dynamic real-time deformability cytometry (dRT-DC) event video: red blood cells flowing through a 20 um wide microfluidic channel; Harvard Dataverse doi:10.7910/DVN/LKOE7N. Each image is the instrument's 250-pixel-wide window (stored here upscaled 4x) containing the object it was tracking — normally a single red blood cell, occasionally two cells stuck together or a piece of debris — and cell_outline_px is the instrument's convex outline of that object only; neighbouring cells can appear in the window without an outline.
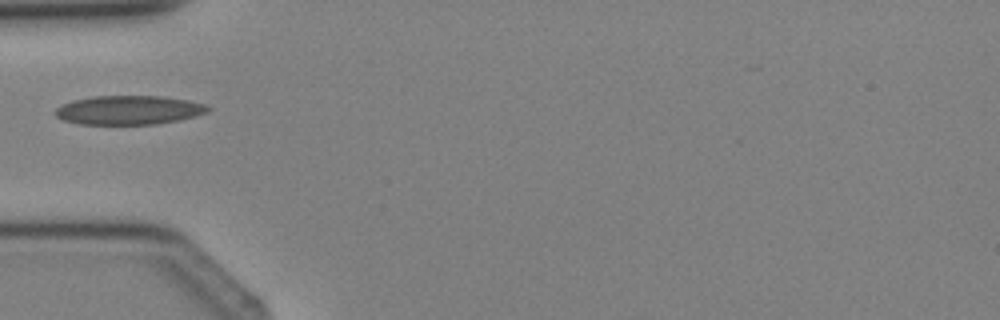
{"species": "Egyptian fruit bat (a non-hibernating species)", "species_latin": "Rousettus aegyptiacus", "temperature_condition": "cold", "stored_images_in_passage": 5, "camera_frame_rate_fps": 3000, "um_per_image_px": 0.085, "animal": {"sex": "female"}, "frame": {"image": 1, "passage_image": 5, "time_ms": 4.667, "image_size_px": [1000, 320], "cell_outline_px": [[212, 108], [208, 112], [196, 116], [156, 124], [80, 124], [64, 120], [56, 116], [52, 112], [56, 108], [72, 100], [92, 96], [160, 96], [188, 100], [204, 104]], "centroid_in_image_um": [10.94, 9.35], "position_along_channel_um": 74.1, "area_um2": 25.78}}